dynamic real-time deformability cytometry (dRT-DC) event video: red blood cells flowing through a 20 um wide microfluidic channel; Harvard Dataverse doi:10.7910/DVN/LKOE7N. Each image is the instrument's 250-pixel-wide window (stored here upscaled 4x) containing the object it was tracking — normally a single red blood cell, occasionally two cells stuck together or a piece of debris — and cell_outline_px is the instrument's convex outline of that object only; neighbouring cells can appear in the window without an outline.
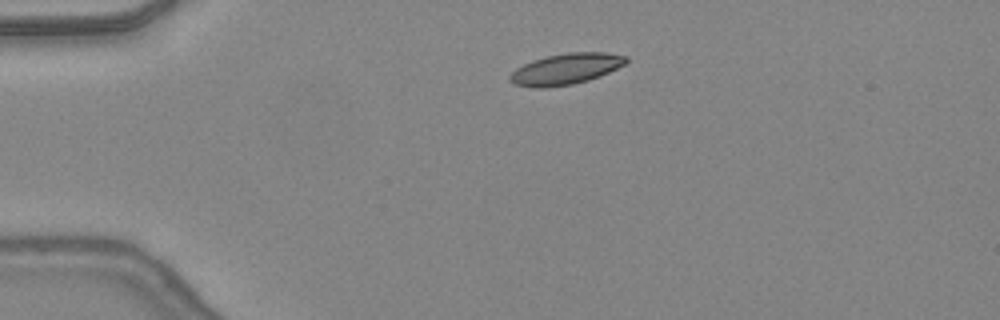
{"species": "common noctule bat (a hibernating species)", "species_latin": "Nyctalus noctula", "temperature_condition": "warm", "stored_images_in_passage": 34, "camera_frame_rate_fps": 3000, "um_per_image_px": 0.085, "animal": {"sex": "female", "body_mass_g": 24.6, "forearm_length_mm": 56.2}, "frame": {"image": 1, "passage_image": 1, "time_ms": 0.0, "image_size_px": [1000, 320], "cell_outline_px": [[628, 60], [624, 64], [600, 76], [588, 80], [572, 84], [544, 88], [532, 88], [516, 84], [508, 80], [508, 76], [516, 68], [532, 60], [548, 56], [568, 52], [604, 52], [628, 56]], "centroid_in_image_um": [48.07, 5.86], "position_along_channel_um": 36.9, "area_um2": 20.92}}
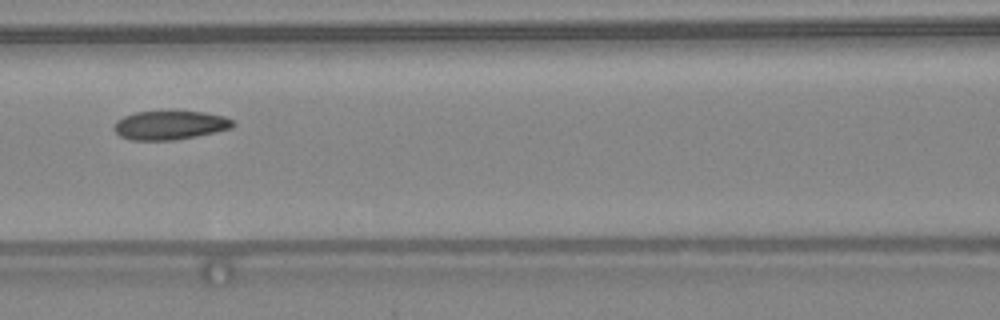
{"frame": {"image": 2, "passage_image": 12, "time_ms": 3.667, "image_size_px": [1000, 320], "cell_outline_px": [[236, 124], [232, 128], [172, 140], [128, 140], [120, 136], [112, 128], [116, 120], [124, 116], [136, 112], [204, 112], [224, 116], [232, 120]], "centroid_in_image_um": [14.4, 10.64], "position_along_channel_um": 152.2, "area_um2": 19.71}}
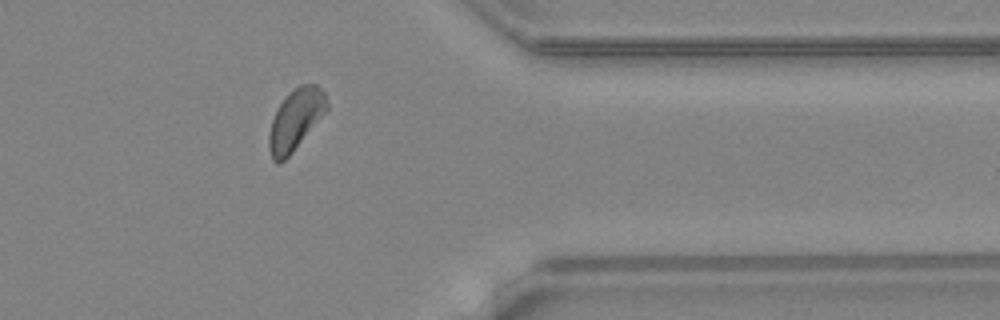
{"frame": {"image": 3, "passage_image": 29, "time_ms": 9.333, "image_size_px": [1000, 320], "cell_outline_px": [[328, 108], [292, 152], [280, 164], [276, 164], [272, 160], [268, 148], [268, 136], [272, 120], [280, 104], [288, 92], [300, 84], [316, 84], [324, 92], [328, 104]], "centroid_in_image_um": [25.09, 10.17], "position_along_channel_um": 386.3, "area_um2": 20.29}, "authors_computed_cell_mechanics": {"area_um2": 20.6057, "velocity_mm_per_s": 4.3686, "shape_relaxation_time_tau1_ms": 11.1062, "shape_relaxation_time_tau2_ms": 3.2034, "deformation_change_tau1": 0.2023, "deformation_change_tau2": 0.0892}}